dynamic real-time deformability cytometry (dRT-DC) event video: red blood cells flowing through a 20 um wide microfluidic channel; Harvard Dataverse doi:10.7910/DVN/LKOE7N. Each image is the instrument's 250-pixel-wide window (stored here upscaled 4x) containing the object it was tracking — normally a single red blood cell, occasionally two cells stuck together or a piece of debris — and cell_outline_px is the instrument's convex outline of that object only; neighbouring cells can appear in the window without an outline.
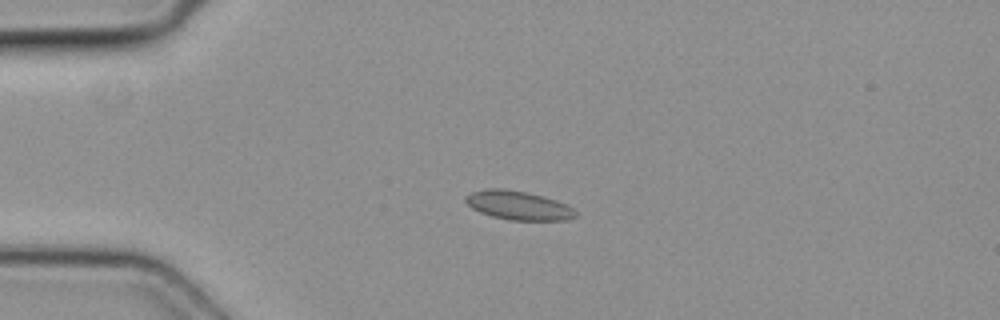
{"species": "common noctule bat (a hibernating species)", "species_latin": "Nyctalus noctula", "temperature_condition": "cold", "stored_images_in_passage": 3, "camera_frame_rate_fps": 3000, "um_per_image_px": 0.085, "animal": {"sex": "female", "body_mass_g": 19.3, "forearm_length_mm": 54.1}, "frame": {"image": 1, "passage_image": 3, "time_ms": 0.667, "image_size_px": [1000, 320], "cell_outline_px": [[576, 216], [568, 220], [508, 220], [492, 216], [480, 212], [472, 208], [464, 200], [464, 196], [472, 192], [484, 188], [504, 188], [528, 192], [544, 196], [568, 204], [576, 212]], "centroid_in_image_um": [44.05, 17.44], "position_along_channel_um": 40.9, "area_um2": 18.73}}